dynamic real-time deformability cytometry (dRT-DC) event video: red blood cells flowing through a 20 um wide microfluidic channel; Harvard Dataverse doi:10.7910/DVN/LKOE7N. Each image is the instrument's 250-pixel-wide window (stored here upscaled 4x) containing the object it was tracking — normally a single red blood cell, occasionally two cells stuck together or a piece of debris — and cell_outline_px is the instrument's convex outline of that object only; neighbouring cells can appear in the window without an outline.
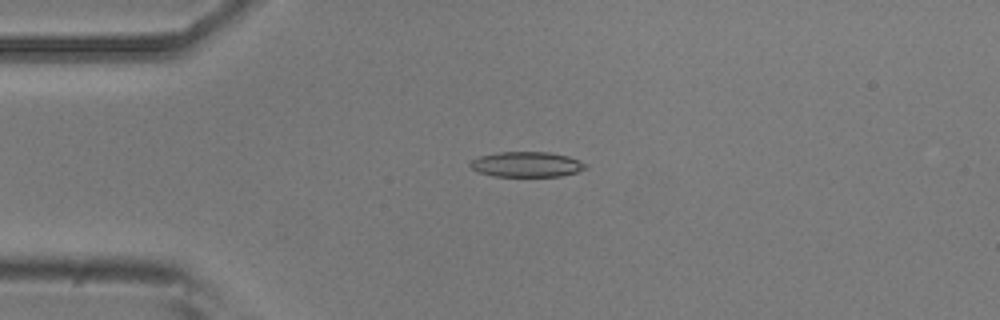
{"species": "common noctule bat (a hibernating species)", "species_latin": "Nyctalus noctula", "temperature_condition": "room temperature", "stored_images_in_passage": 2, "camera_frame_rate_fps": 3000, "um_per_image_px": 0.085, "animal": {"sex": "male", "body_mass_g": 20.5, "forearm_length_mm": 52.5}, "frame": {"image": 1, "passage_image": 1, "time_ms": 0.0, "image_size_px": [1000, 320], "cell_outline_px": [[588, 168], [576, 172], [560, 176], [492, 176], [480, 172], [472, 168], [468, 164], [472, 160], [480, 156], [500, 152], [548, 152], [568, 156], [580, 160]], "centroid_in_image_um": [44.77, 13.97], "position_along_channel_um": 40.2, "area_um2": 16.82}}